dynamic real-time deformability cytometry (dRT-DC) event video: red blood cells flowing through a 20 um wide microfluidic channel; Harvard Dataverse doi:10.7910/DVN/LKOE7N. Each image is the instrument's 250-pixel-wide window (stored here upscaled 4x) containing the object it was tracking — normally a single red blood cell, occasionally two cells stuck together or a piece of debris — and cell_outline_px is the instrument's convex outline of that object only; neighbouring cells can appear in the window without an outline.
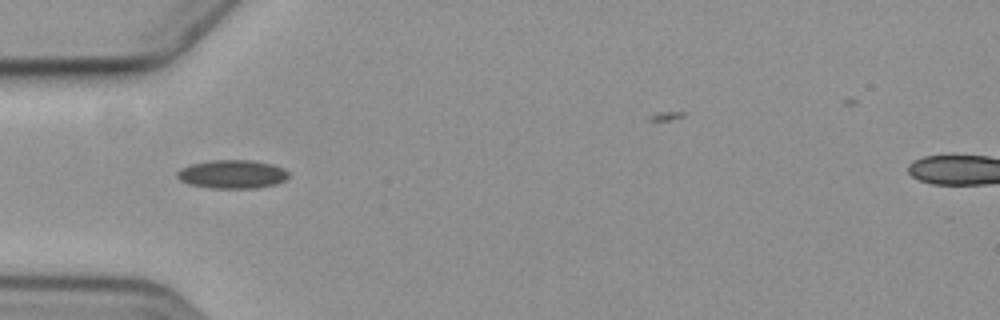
{"species": "common noctule bat (a hibernating species)", "species_latin": "Nyctalus noctula", "temperature_condition": "cold", "stored_images_in_passage": 8, "camera_frame_rate_fps": 3000, "um_per_image_px": 0.085, "animal": {"sex": "female", "body_mass_g": 19.3, "forearm_length_mm": 54.1}, "frame": {"image": 1, "passage_image": 3, "time_ms": 3.333, "image_size_px": [1000, 320], "cell_outline_px": [[288, 176], [284, 180], [276, 184], [256, 188], [212, 188], [188, 184], [180, 180], [176, 176], [176, 172], [180, 168], [192, 164], [212, 160], [252, 160], [272, 164], [284, 168], [288, 172]], "centroid_in_image_um": [19.73, 14.8], "position_along_channel_um": 65.3, "area_um2": 18.55}}
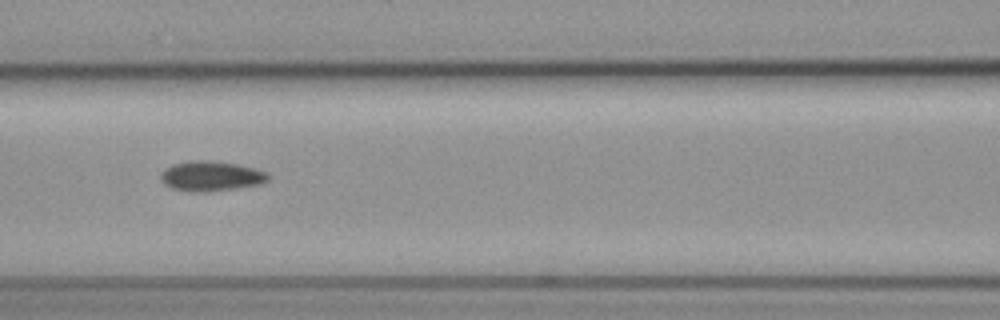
{"frame": {"image": 2, "passage_image": 5, "time_ms": 5.667, "image_size_px": [1000, 320], "cell_outline_px": [[268, 180], [260, 184], [236, 188], [208, 192], [192, 192], [172, 188], [164, 184], [160, 180], [160, 176], [172, 164], [192, 160], [208, 160], [236, 164], [268, 172]], "centroid_in_image_um": [17.93, 14.97], "position_along_channel_um": 148.7, "area_um2": 18.61}}
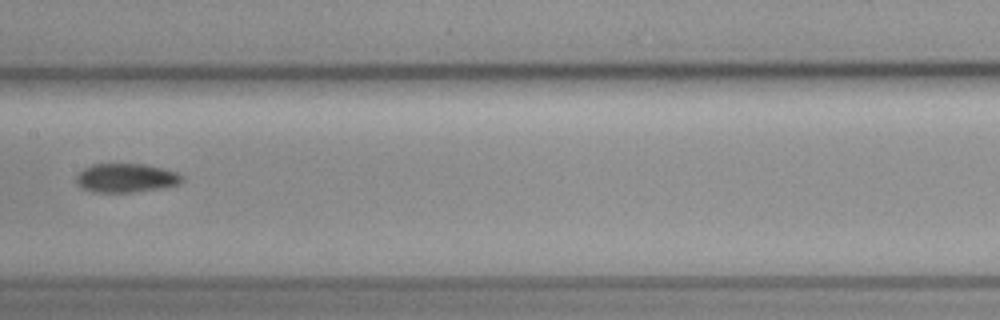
{"frame": {"image": 3, "passage_image": 6, "time_ms": 7.0, "image_size_px": [1000, 320], "cell_outline_px": [[184, 180], [180, 184], [160, 188], [132, 192], [96, 192], [84, 188], [76, 184], [76, 176], [84, 168], [92, 164], [144, 164], [164, 168], [176, 172], [184, 176]], "centroid_in_image_um": [10.74, 15.12], "position_along_channel_um": 196.7, "area_um2": 17.8}}